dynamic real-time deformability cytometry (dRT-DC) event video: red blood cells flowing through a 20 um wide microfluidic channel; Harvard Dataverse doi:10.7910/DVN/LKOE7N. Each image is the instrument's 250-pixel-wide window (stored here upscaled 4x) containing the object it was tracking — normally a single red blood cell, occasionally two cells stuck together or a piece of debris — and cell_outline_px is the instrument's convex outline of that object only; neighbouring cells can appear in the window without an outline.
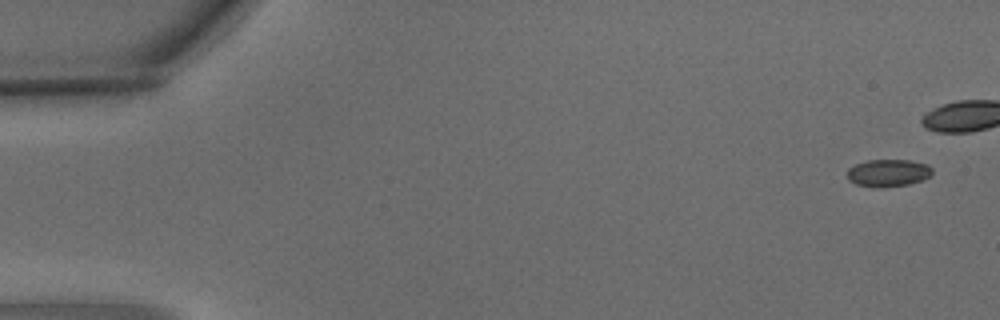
{"species": "common noctule bat (a hibernating species)", "species_latin": "Nyctalus noctula", "temperature_condition": "warm", "stored_images_in_passage": 5, "camera_frame_rate_fps": 3000, "um_per_image_px": 0.085, "animal": {"sex": "male", "body_mass_g": 15.6}, "frame": {"image": 1, "passage_image": 1, "time_ms": 0.0, "image_size_px": [1000, 320], "cell_outline_px": [[932, 176], [924, 180], [908, 184], [856, 184], [848, 180], [848, 168], [856, 164], [868, 160], [908, 160], [928, 164], [932, 168]], "centroid_in_image_um": [75.56, 14.64], "position_along_channel_um": 9.4, "area_um2": 12.89}}